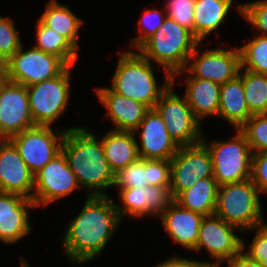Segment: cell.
Segmentation results:
<instances>
[{
	"label": "cell",
	"instance_id": "obj_1",
	"mask_svg": "<svg viewBox=\"0 0 267 267\" xmlns=\"http://www.w3.org/2000/svg\"><path fill=\"white\" fill-rule=\"evenodd\" d=\"M80 214L69 223L61 244L68 260L84 264L99 256L121 219L107 196H87Z\"/></svg>",
	"mask_w": 267,
	"mask_h": 267
},
{
	"label": "cell",
	"instance_id": "obj_2",
	"mask_svg": "<svg viewBox=\"0 0 267 267\" xmlns=\"http://www.w3.org/2000/svg\"><path fill=\"white\" fill-rule=\"evenodd\" d=\"M85 128H67L61 151L88 196H107L104 190L113 186L115 173L106 160L101 139Z\"/></svg>",
	"mask_w": 267,
	"mask_h": 267
},
{
	"label": "cell",
	"instance_id": "obj_3",
	"mask_svg": "<svg viewBox=\"0 0 267 267\" xmlns=\"http://www.w3.org/2000/svg\"><path fill=\"white\" fill-rule=\"evenodd\" d=\"M151 65L152 63L137 50L121 53L110 88L120 95L154 109L160 96L172 84V77L165 76V85H158L154 66Z\"/></svg>",
	"mask_w": 267,
	"mask_h": 267
},
{
	"label": "cell",
	"instance_id": "obj_4",
	"mask_svg": "<svg viewBox=\"0 0 267 267\" xmlns=\"http://www.w3.org/2000/svg\"><path fill=\"white\" fill-rule=\"evenodd\" d=\"M200 42L192 32L166 17L160 29L137 51L150 62L164 67L166 77H172L188 65V59Z\"/></svg>",
	"mask_w": 267,
	"mask_h": 267
},
{
	"label": "cell",
	"instance_id": "obj_5",
	"mask_svg": "<svg viewBox=\"0 0 267 267\" xmlns=\"http://www.w3.org/2000/svg\"><path fill=\"white\" fill-rule=\"evenodd\" d=\"M260 191L251 179L218 187L214 215L241 231L264 225Z\"/></svg>",
	"mask_w": 267,
	"mask_h": 267
},
{
	"label": "cell",
	"instance_id": "obj_6",
	"mask_svg": "<svg viewBox=\"0 0 267 267\" xmlns=\"http://www.w3.org/2000/svg\"><path fill=\"white\" fill-rule=\"evenodd\" d=\"M230 141L202 142L208 148L213 164V177L217 184L238 183L251 178L252 149L245 134L236 129Z\"/></svg>",
	"mask_w": 267,
	"mask_h": 267
},
{
	"label": "cell",
	"instance_id": "obj_7",
	"mask_svg": "<svg viewBox=\"0 0 267 267\" xmlns=\"http://www.w3.org/2000/svg\"><path fill=\"white\" fill-rule=\"evenodd\" d=\"M54 78L27 86L32 120L35 125L50 126L66 110L70 96V68Z\"/></svg>",
	"mask_w": 267,
	"mask_h": 267
},
{
	"label": "cell",
	"instance_id": "obj_8",
	"mask_svg": "<svg viewBox=\"0 0 267 267\" xmlns=\"http://www.w3.org/2000/svg\"><path fill=\"white\" fill-rule=\"evenodd\" d=\"M154 109L165 122L167 131L179 147L194 145L202 141L200 121L194 115L185 97L173 90V83L160 96Z\"/></svg>",
	"mask_w": 267,
	"mask_h": 267
},
{
	"label": "cell",
	"instance_id": "obj_9",
	"mask_svg": "<svg viewBox=\"0 0 267 267\" xmlns=\"http://www.w3.org/2000/svg\"><path fill=\"white\" fill-rule=\"evenodd\" d=\"M67 65L57 56L37 48L23 51V44L16 54L5 63V79L30 86L59 75Z\"/></svg>",
	"mask_w": 267,
	"mask_h": 267
},
{
	"label": "cell",
	"instance_id": "obj_10",
	"mask_svg": "<svg viewBox=\"0 0 267 267\" xmlns=\"http://www.w3.org/2000/svg\"><path fill=\"white\" fill-rule=\"evenodd\" d=\"M66 130L54 131L51 126L36 125L12 136L9 140L33 175L61 152Z\"/></svg>",
	"mask_w": 267,
	"mask_h": 267
},
{
	"label": "cell",
	"instance_id": "obj_11",
	"mask_svg": "<svg viewBox=\"0 0 267 267\" xmlns=\"http://www.w3.org/2000/svg\"><path fill=\"white\" fill-rule=\"evenodd\" d=\"M199 45L200 43L188 59L189 63L194 62H191V66H186L184 70L175 73L172 76V83H174V78L180 76L184 71L189 73L187 78L206 79L220 85L238 75L241 68L239 48L227 50L218 46L213 50L200 52Z\"/></svg>",
	"mask_w": 267,
	"mask_h": 267
},
{
	"label": "cell",
	"instance_id": "obj_12",
	"mask_svg": "<svg viewBox=\"0 0 267 267\" xmlns=\"http://www.w3.org/2000/svg\"><path fill=\"white\" fill-rule=\"evenodd\" d=\"M170 163V189L174 199L200 179L213 177L211 154L202 141L180 147Z\"/></svg>",
	"mask_w": 267,
	"mask_h": 267
},
{
	"label": "cell",
	"instance_id": "obj_13",
	"mask_svg": "<svg viewBox=\"0 0 267 267\" xmlns=\"http://www.w3.org/2000/svg\"><path fill=\"white\" fill-rule=\"evenodd\" d=\"M237 231H240L238 227L216 215L204 216L194 251L198 252L204 247L210 257L215 259L211 263L219 267L221 262H226L242 250V239L235 234Z\"/></svg>",
	"mask_w": 267,
	"mask_h": 267
},
{
	"label": "cell",
	"instance_id": "obj_14",
	"mask_svg": "<svg viewBox=\"0 0 267 267\" xmlns=\"http://www.w3.org/2000/svg\"><path fill=\"white\" fill-rule=\"evenodd\" d=\"M80 187L61 151L34 175L33 201L36 207L47 206Z\"/></svg>",
	"mask_w": 267,
	"mask_h": 267
},
{
	"label": "cell",
	"instance_id": "obj_15",
	"mask_svg": "<svg viewBox=\"0 0 267 267\" xmlns=\"http://www.w3.org/2000/svg\"><path fill=\"white\" fill-rule=\"evenodd\" d=\"M34 126L27 86L5 79L0 84V139H10Z\"/></svg>",
	"mask_w": 267,
	"mask_h": 267
},
{
	"label": "cell",
	"instance_id": "obj_16",
	"mask_svg": "<svg viewBox=\"0 0 267 267\" xmlns=\"http://www.w3.org/2000/svg\"><path fill=\"white\" fill-rule=\"evenodd\" d=\"M122 207L115 203L123 221L127 214L133 217H158L173 201L170 187L146 186L118 189Z\"/></svg>",
	"mask_w": 267,
	"mask_h": 267
},
{
	"label": "cell",
	"instance_id": "obj_17",
	"mask_svg": "<svg viewBox=\"0 0 267 267\" xmlns=\"http://www.w3.org/2000/svg\"><path fill=\"white\" fill-rule=\"evenodd\" d=\"M0 192L33 200L34 175L9 139H0Z\"/></svg>",
	"mask_w": 267,
	"mask_h": 267
},
{
	"label": "cell",
	"instance_id": "obj_18",
	"mask_svg": "<svg viewBox=\"0 0 267 267\" xmlns=\"http://www.w3.org/2000/svg\"><path fill=\"white\" fill-rule=\"evenodd\" d=\"M140 128L141 144L137 143L140 158L171 160L179 150L180 147L169 135L165 122L155 109H150L145 114L134 133L136 134Z\"/></svg>",
	"mask_w": 267,
	"mask_h": 267
},
{
	"label": "cell",
	"instance_id": "obj_19",
	"mask_svg": "<svg viewBox=\"0 0 267 267\" xmlns=\"http://www.w3.org/2000/svg\"><path fill=\"white\" fill-rule=\"evenodd\" d=\"M33 200L15 193L0 192V241L16 243L31 233L29 209H34Z\"/></svg>",
	"mask_w": 267,
	"mask_h": 267
},
{
	"label": "cell",
	"instance_id": "obj_20",
	"mask_svg": "<svg viewBox=\"0 0 267 267\" xmlns=\"http://www.w3.org/2000/svg\"><path fill=\"white\" fill-rule=\"evenodd\" d=\"M98 99L105 106L107 113L117 131L134 132L150 108L136 100L125 97L109 88H95Z\"/></svg>",
	"mask_w": 267,
	"mask_h": 267
},
{
	"label": "cell",
	"instance_id": "obj_21",
	"mask_svg": "<svg viewBox=\"0 0 267 267\" xmlns=\"http://www.w3.org/2000/svg\"><path fill=\"white\" fill-rule=\"evenodd\" d=\"M159 217L174 242L194 250L203 215L184 209L173 201Z\"/></svg>",
	"mask_w": 267,
	"mask_h": 267
},
{
	"label": "cell",
	"instance_id": "obj_22",
	"mask_svg": "<svg viewBox=\"0 0 267 267\" xmlns=\"http://www.w3.org/2000/svg\"><path fill=\"white\" fill-rule=\"evenodd\" d=\"M135 133L110 130L102 138V146L111 170L116 173L140 158Z\"/></svg>",
	"mask_w": 267,
	"mask_h": 267
},
{
	"label": "cell",
	"instance_id": "obj_23",
	"mask_svg": "<svg viewBox=\"0 0 267 267\" xmlns=\"http://www.w3.org/2000/svg\"><path fill=\"white\" fill-rule=\"evenodd\" d=\"M187 100L196 118L200 121L204 117L217 115L220 100V84L201 78H187Z\"/></svg>",
	"mask_w": 267,
	"mask_h": 267
},
{
	"label": "cell",
	"instance_id": "obj_24",
	"mask_svg": "<svg viewBox=\"0 0 267 267\" xmlns=\"http://www.w3.org/2000/svg\"><path fill=\"white\" fill-rule=\"evenodd\" d=\"M218 116L239 129L251 116L244 96L242 80L237 75L220 86Z\"/></svg>",
	"mask_w": 267,
	"mask_h": 267
},
{
	"label": "cell",
	"instance_id": "obj_25",
	"mask_svg": "<svg viewBox=\"0 0 267 267\" xmlns=\"http://www.w3.org/2000/svg\"><path fill=\"white\" fill-rule=\"evenodd\" d=\"M233 0H195L194 37L201 41L218 30L228 16Z\"/></svg>",
	"mask_w": 267,
	"mask_h": 267
},
{
	"label": "cell",
	"instance_id": "obj_26",
	"mask_svg": "<svg viewBox=\"0 0 267 267\" xmlns=\"http://www.w3.org/2000/svg\"><path fill=\"white\" fill-rule=\"evenodd\" d=\"M217 181L214 177L200 179L191 188L180 193L175 199L179 206L203 216L214 215L217 194Z\"/></svg>",
	"mask_w": 267,
	"mask_h": 267
},
{
	"label": "cell",
	"instance_id": "obj_27",
	"mask_svg": "<svg viewBox=\"0 0 267 267\" xmlns=\"http://www.w3.org/2000/svg\"><path fill=\"white\" fill-rule=\"evenodd\" d=\"M38 19L65 37L78 50V32L84 22L69 7L59 4L57 0H50L46 4V10Z\"/></svg>",
	"mask_w": 267,
	"mask_h": 267
},
{
	"label": "cell",
	"instance_id": "obj_28",
	"mask_svg": "<svg viewBox=\"0 0 267 267\" xmlns=\"http://www.w3.org/2000/svg\"><path fill=\"white\" fill-rule=\"evenodd\" d=\"M36 24L37 48L47 54L59 57L67 66H72L77 59V49L62 35L45 26L39 19Z\"/></svg>",
	"mask_w": 267,
	"mask_h": 267
},
{
	"label": "cell",
	"instance_id": "obj_29",
	"mask_svg": "<svg viewBox=\"0 0 267 267\" xmlns=\"http://www.w3.org/2000/svg\"><path fill=\"white\" fill-rule=\"evenodd\" d=\"M244 96L252 115L267 113V75L240 68Z\"/></svg>",
	"mask_w": 267,
	"mask_h": 267
},
{
	"label": "cell",
	"instance_id": "obj_30",
	"mask_svg": "<svg viewBox=\"0 0 267 267\" xmlns=\"http://www.w3.org/2000/svg\"><path fill=\"white\" fill-rule=\"evenodd\" d=\"M239 51L241 68L267 75V37L257 35L240 47Z\"/></svg>",
	"mask_w": 267,
	"mask_h": 267
},
{
	"label": "cell",
	"instance_id": "obj_31",
	"mask_svg": "<svg viewBox=\"0 0 267 267\" xmlns=\"http://www.w3.org/2000/svg\"><path fill=\"white\" fill-rule=\"evenodd\" d=\"M239 129L253 153L267 151V113L252 115Z\"/></svg>",
	"mask_w": 267,
	"mask_h": 267
},
{
	"label": "cell",
	"instance_id": "obj_32",
	"mask_svg": "<svg viewBox=\"0 0 267 267\" xmlns=\"http://www.w3.org/2000/svg\"><path fill=\"white\" fill-rule=\"evenodd\" d=\"M12 19L0 16V60L8 62L21 48L22 41Z\"/></svg>",
	"mask_w": 267,
	"mask_h": 267
},
{
	"label": "cell",
	"instance_id": "obj_33",
	"mask_svg": "<svg viewBox=\"0 0 267 267\" xmlns=\"http://www.w3.org/2000/svg\"><path fill=\"white\" fill-rule=\"evenodd\" d=\"M144 170L145 159L139 158L114 174L113 186L116 185L119 189L148 186Z\"/></svg>",
	"mask_w": 267,
	"mask_h": 267
},
{
	"label": "cell",
	"instance_id": "obj_34",
	"mask_svg": "<svg viewBox=\"0 0 267 267\" xmlns=\"http://www.w3.org/2000/svg\"><path fill=\"white\" fill-rule=\"evenodd\" d=\"M236 8L240 15L255 28L254 32L267 37V0L239 4Z\"/></svg>",
	"mask_w": 267,
	"mask_h": 267
},
{
	"label": "cell",
	"instance_id": "obj_35",
	"mask_svg": "<svg viewBox=\"0 0 267 267\" xmlns=\"http://www.w3.org/2000/svg\"><path fill=\"white\" fill-rule=\"evenodd\" d=\"M195 0H168L165 6L167 17L190 30L194 36Z\"/></svg>",
	"mask_w": 267,
	"mask_h": 267
},
{
	"label": "cell",
	"instance_id": "obj_36",
	"mask_svg": "<svg viewBox=\"0 0 267 267\" xmlns=\"http://www.w3.org/2000/svg\"><path fill=\"white\" fill-rule=\"evenodd\" d=\"M163 12L164 10L161 12L157 9L144 11L142 18L139 21L140 36L132 39V44H130L131 47L133 46V48L137 50L150 36H152L158 29L161 28L164 20L167 17V14H162Z\"/></svg>",
	"mask_w": 267,
	"mask_h": 267
},
{
	"label": "cell",
	"instance_id": "obj_37",
	"mask_svg": "<svg viewBox=\"0 0 267 267\" xmlns=\"http://www.w3.org/2000/svg\"><path fill=\"white\" fill-rule=\"evenodd\" d=\"M148 186L170 187V160L145 159V170Z\"/></svg>",
	"mask_w": 267,
	"mask_h": 267
},
{
	"label": "cell",
	"instance_id": "obj_38",
	"mask_svg": "<svg viewBox=\"0 0 267 267\" xmlns=\"http://www.w3.org/2000/svg\"><path fill=\"white\" fill-rule=\"evenodd\" d=\"M250 230H255V236L245 253L257 262L260 267H267V224L265 223Z\"/></svg>",
	"mask_w": 267,
	"mask_h": 267
},
{
	"label": "cell",
	"instance_id": "obj_39",
	"mask_svg": "<svg viewBox=\"0 0 267 267\" xmlns=\"http://www.w3.org/2000/svg\"><path fill=\"white\" fill-rule=\"evenodd\" d=\"M250 179L260 193H267V151L253 153Z\"/></svg>",
	"mask_w": 267,
	"mask_h": 267
},
{
	"label": "cell",
	"instance_id": "obj_40",
	"mask_svg": "<svg viewBox=\"0 0 267 267\" xmlns=\"http://www.w3.org/2000/svg\"><path fill=\"white\" fill-rule=\"evenodd\" d=\"M157 267H215L211 262H203L198 260H191L188 258H180L179 256H172L164 262L158 263Z\"/></svg>",
	"mask_w": 267,
	"mask_h": 267
},
{
	"label": "cell",
	"instance_id": "obj_41",
	"mask_svg": "<svg viewBox=\"0 0 267 267\" xmlns=\"http://www.w3.org/2000/svg\"><path fill=\"white\" fill-rule=\"evenodd\" d=\"M244 244L245 242L242 240V250L226 261L228 267H260L257 262L244 252L246 247Z\"/></svg>",
	"mask_w": 267,
	"mask_h": 267
},
{
	"label": "cell",
	"instance_id": "obj_42",
	"mask_svg": "<svg viewBox=\"0 0 267 267\" xmlns=\"http://www.w3.org/2000/svg\"><path fill=\"white\" fill-rule=\"evenodd\" d=\"M5 80V64H0V84Z\"/></svg>",
	"mask_w": 267,
	"mask_h": 267
},
{
	"label": "cell",
	"instance_id": "obj_43",
	"mask_svg": "<svg viewBox=\"0 0 267 267\" xmlns=\"http://www.w3.org/2000/svg\"><path fill=\"white\" fill-rule=\"evenodd\" d=\"M21 267H30L24 258H21Z\"/></svg>",
	"mask_w": 267,
	"mask_h": 267
}]
</instances>
